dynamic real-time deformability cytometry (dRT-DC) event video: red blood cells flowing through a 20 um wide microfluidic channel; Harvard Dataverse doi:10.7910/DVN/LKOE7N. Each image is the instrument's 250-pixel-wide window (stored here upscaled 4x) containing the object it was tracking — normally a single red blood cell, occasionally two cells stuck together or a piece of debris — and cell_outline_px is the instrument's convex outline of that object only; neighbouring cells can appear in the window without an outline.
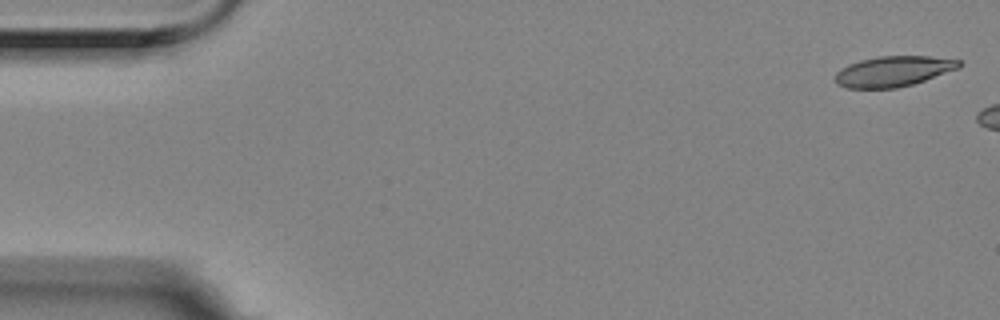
{"species": "Egyptian fruit bat (a non-hibernating species)", "species_latin": "Rousettus aegyptiacus", "temperature_condition": "room temperature", "stored_images_in_passage": 3, "camera_frame_rate_fps": 3000, "um_per_image_px": 0.085, "animal": {"sex": "female"}, "frame": {"image": 1, "passage_image": 1, "time_ms": 0.0, "image_size_px": [1000, 320], "cell_outline_px": [[964, 64], [960, 68], [912, 84], [896, 88], [848, 88], [840, 84], [836, 80], [836, 72], [840, 68], [848, 64], [860, 60], [880, 56], [928, 56], [960, 60]], "centroid_in_image_um": [75.96, 6.05], "position_along_channel_um": 9.0, "area_um2": 21.85}}